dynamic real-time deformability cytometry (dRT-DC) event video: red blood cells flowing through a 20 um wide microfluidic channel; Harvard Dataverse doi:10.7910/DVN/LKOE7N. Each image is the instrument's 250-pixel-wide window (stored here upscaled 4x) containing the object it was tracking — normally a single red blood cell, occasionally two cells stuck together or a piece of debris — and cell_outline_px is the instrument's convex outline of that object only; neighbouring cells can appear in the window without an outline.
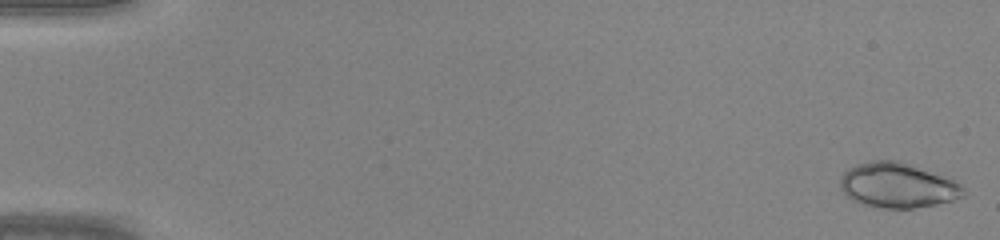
{"species": "common noctule bat (a hibernating species)", "species_latin": "Nyctalus noctula", "temperature_condition": "warm", "stored_images_in_passage": 45, "camera_frame_rate_fps": 3000, "um_per_image_px": 0.085, "animal": {"sex": "male", "body_mass_g": 20.0, "forearm_length_mm": 53.3}, "frame": {"image": 1, "passage_image": 1, "time_ms": 0.0, "image_size_px": [1000, 240], "cell_outline_px": [[964, 196], [952, 200], [936, 204], [912, 208], [884, 208], [864, 204], [852, 200], [840, 188], [840, 180], [844, 172], [848, 168], [856, 164], [872, 160], [900, 160], [952, 180], [960, 184], [964, 188]], "centroid_in_image_um": [76.27, 15.74], "position_along_channel_um": 8.7, "area_um2": 31.96}}